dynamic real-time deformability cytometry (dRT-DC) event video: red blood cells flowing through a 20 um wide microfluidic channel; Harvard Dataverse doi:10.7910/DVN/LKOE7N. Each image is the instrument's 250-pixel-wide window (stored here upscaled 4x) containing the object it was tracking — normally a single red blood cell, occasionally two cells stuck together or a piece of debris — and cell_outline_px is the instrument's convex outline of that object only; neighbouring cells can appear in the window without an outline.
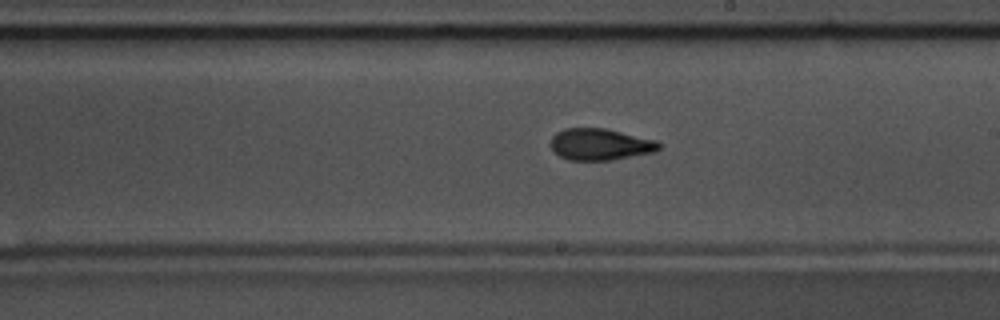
{"species": "common noctule bat (a hibernating species)", "species_latin": "Nyctalus noctula", "temperature_condition": "warm", "stored_images_in_passage": 26, "camera_frame_rate_fps": 3000, "um_per_image_px": 0.085, "animal": {"sex": "male", "body_mass_g": 17.5, "forearm_length_mm": 52.3}, "frame": {"image": 1, "passage_image": 22, "time_ms": 7.0, "image_size_px": [1000, 320], "cell_outline_px": [[660, 148], [656, 152], [612, 160], [568, 160], [560, 156], [552, 148], [552, 136], [556, 132], [564, 128], [604, 128], [656, 140], [660, 144]], "centroid_in_image_um": [51.03, 12.27], "position_along_channel_um": 238.0, "area_um2": 19.88}}